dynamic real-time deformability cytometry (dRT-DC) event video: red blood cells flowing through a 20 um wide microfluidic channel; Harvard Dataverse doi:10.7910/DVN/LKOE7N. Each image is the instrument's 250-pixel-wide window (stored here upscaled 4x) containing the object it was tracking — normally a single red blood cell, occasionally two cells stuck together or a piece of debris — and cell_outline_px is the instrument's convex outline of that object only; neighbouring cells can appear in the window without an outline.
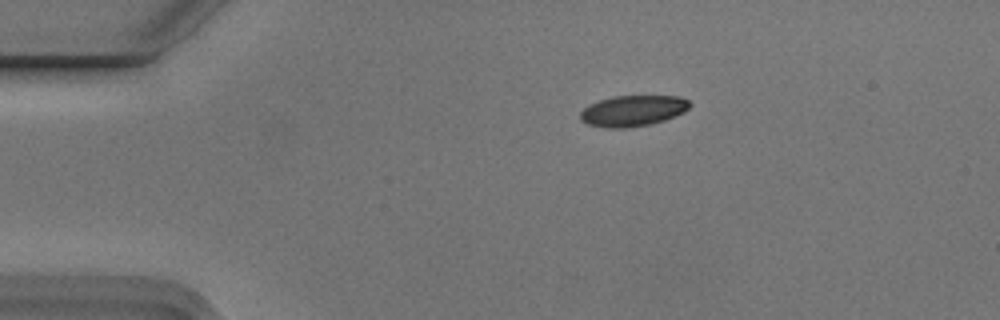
{"species": "Egyptian fruit bat (a non-hibernating species)", "species_latin": "Rousettus aegyptiacus", "temperature_condition": "cold", "stored_images_in_passage": 6, "camera_frame_rate_fps": 3000, "um_per_image_px": 0.085, "animal": {"sex": "male"}, "frame": {"image": 1, "passage_image": 1, "time_ms": 0.0, "image_size_px": [1000, 320], "cell_outline_px": [[692, 104], [684, 112], [664, 120], [648, 124], [624, 128], [608, 128], [588, 124], [580, 120], [580, 112], [588, 104], [612, 96], [680, 96], [688, 100]], "centroid_in_image_um": [53.78, 9.41], "position_along_channel_um": 31.2, "area_um2": 19.65}}
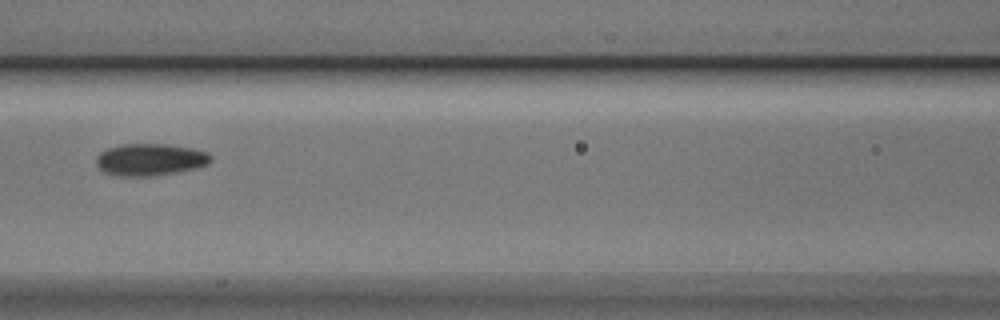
{"frame": {"image": 2, "passage_image": 5, "time_ms": 1.333, "image_size_px": [1000, 320], "cell_outline_px": [[212, 160], [208, 164], [196, 168], [156, 176], [120, 176], [104, 172], [96, 164], [96, 156], [100, 152], [108, 148], [120, 144], [168, 144], [192, 148], [208, 152], [212, 156]], "centroid_in_image_um": [12.77, 13.56], "position_along_channel_um": 153.8, "area_um2": 21.56}}
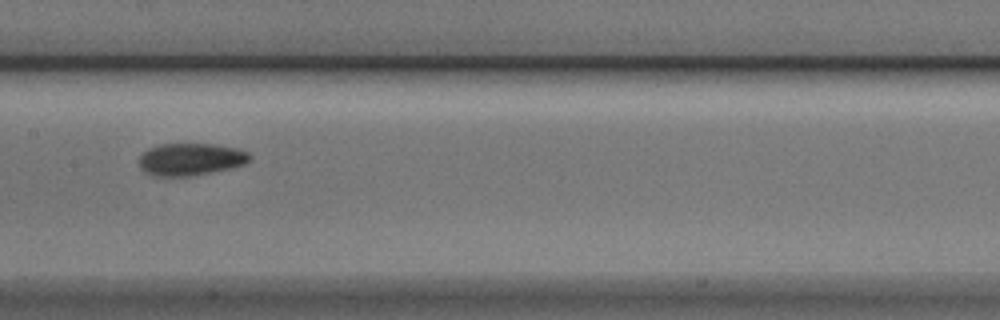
{"frame": {"image": 3, "passage_image": 6, "time_ms": 1.667, "image_size_px": [1000, 320], "cell_outline_px": [[252, 160], [244, 164], [212, 172], [188, 176], [152, 176], [144, 172], [140, 168], [140, 156], [148, 148], [160, 144], [212, 144], [236, 148], [248, 152], [252, 156]], "centroid_in_image_um": [16.2, 13.54], "position_along_channel_um": 191.2, "area_um2": 20.81}}